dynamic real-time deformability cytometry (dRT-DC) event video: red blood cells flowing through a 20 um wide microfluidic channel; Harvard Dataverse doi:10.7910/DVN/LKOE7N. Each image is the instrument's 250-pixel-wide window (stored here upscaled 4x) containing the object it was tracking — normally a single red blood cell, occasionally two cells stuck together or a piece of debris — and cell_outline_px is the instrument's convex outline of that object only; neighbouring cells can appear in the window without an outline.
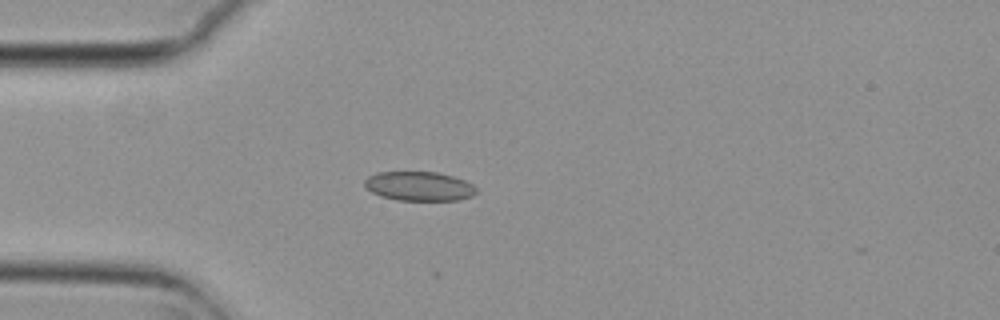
{"species": "common noctule bat (a hibernating species)", "species_latin": "Nyctalus noctula", "temperature_condition": "cold", "stored_images_in_passage": 4, "camera_frame_rate_fps": 3000, "um_per_image_px": 0.085, "animal": {"sex": "female", "body_mass_g": 29.2, "forearm_length_mm": 56.3}, "frame": {"image": 1, "passage_image": 4, "time_ms": 1.0, "image_size_px": [1000, 320], "cell_outline_px": [[476, 192], [472, 196], [460, 200], [396, 200], [380, 196], [364, 188], [364, 180], [368, 176], [376, 172], [436, 172], [452, 176], [464, 180], [472, 184], [476, 188]], "centroid_in_image_um": [35.59, 15.83], "position_along_channel_um": 49.4, "area_um2": 19.13}}